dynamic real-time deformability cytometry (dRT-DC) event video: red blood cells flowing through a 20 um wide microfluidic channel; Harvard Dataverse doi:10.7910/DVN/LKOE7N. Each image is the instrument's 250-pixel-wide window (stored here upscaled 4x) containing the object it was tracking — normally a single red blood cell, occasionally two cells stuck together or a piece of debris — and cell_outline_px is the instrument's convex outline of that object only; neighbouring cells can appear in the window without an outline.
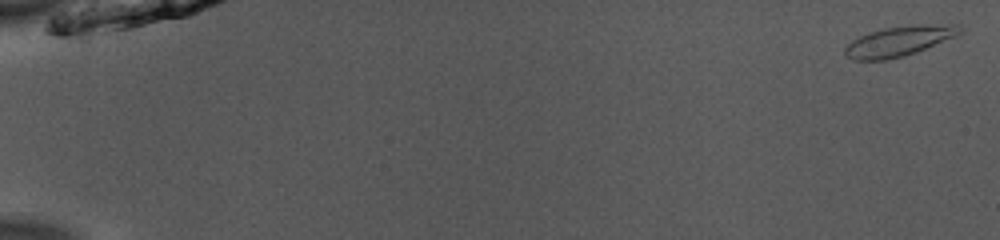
{"species": "common noctule bat (a hibernating species)", "species_latin": "Nyctalus noctula", "temperature_condition": "room temperature", "stored_images_in_passage": 8, "camera_frame_rate_fps": 3000, "um_per_image_px": 0.085, "animal": {"sex": "male", "body_mass_g": 13.0, "forearm_length_mm": 53.1}, "frame": {"image": 1, "passage_image": 1, "time_ms": 0.0, "image_size_px": [1000, 240], "cell_outline_px": [[964, 32], [960, 36], [916, 52], [904, 56], [888, 60], [852, 60], [844, 56], [844, 48], [852, 40], [868, 32], [884, 28], [912, 24], [960, 24], [964, 28]], "centroid_in_image_um": [76.5, 3.48], "position_along_channel_um": 8.5, "area_um2": 20.81}}